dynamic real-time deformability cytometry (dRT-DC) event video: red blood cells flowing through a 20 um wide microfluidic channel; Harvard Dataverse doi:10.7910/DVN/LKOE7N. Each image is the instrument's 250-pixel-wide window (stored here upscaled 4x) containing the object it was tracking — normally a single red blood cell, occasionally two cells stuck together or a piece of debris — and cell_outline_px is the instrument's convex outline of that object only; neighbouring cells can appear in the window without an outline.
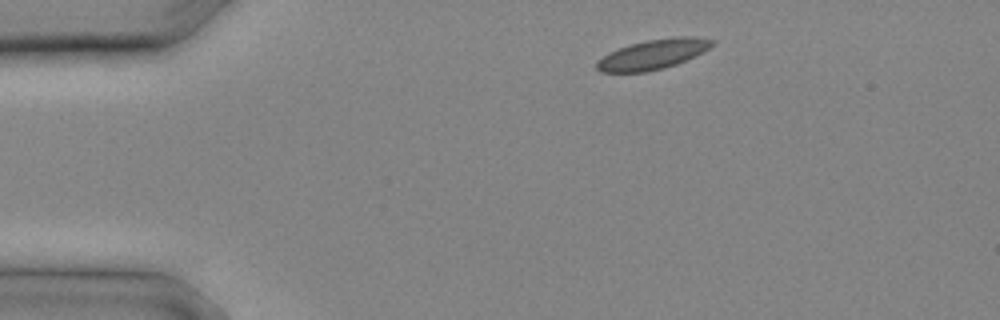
{"species": "common noctule bat (a hibernating species)", "species_latin": "Nyctalus noctula", "temperature_condition": "cold", "stored_images_in_passage": 9, "camera_frame_rate_fps": 3000, "um_per_image_px": 0.085, "animal": {"sex": "male", "body_mass_g": 20.4}, "frame": {"image": 1, "passage_image": 1, "time_ms": 0.0, "image_size_px": [1000, 320], "cell_outline_px": [[716, 44], [704, 52], [696, 56], [676, 64], [664, 68], [648, 72], [600, 72], [596, 68], [596, 60], [608, 52], [632, 44], [648, 40], [676, 36], [692, 36], [716, 40]], "centroid_in_image_um": [55.54, 4.62], "position_along_channel_um": 29.5, "area_um2": 20.29}}
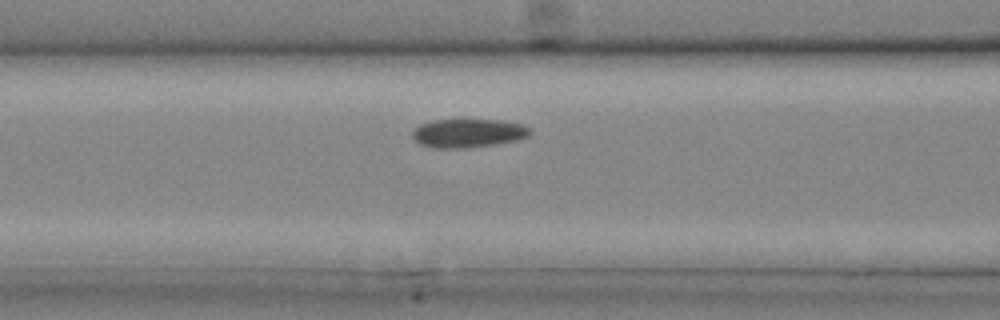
{"frame": {"image": 2, "passage_image": 7, "time_ms": 2.0, "image_size_px": [1000, 320], "cell_outline_px": [[532, 132], [528, 136], [516, 140], [496, 144], [468, 148], [432, 148], [420, 144], [412, 136], [412, 132], [420, 124], [432, 120], [500, 120], [520, 124], [528, 128]], "centroid_in_image_um": [39.77, 11.32], "position_along_channel_um": 126.8, "area_um2": 19.54}}
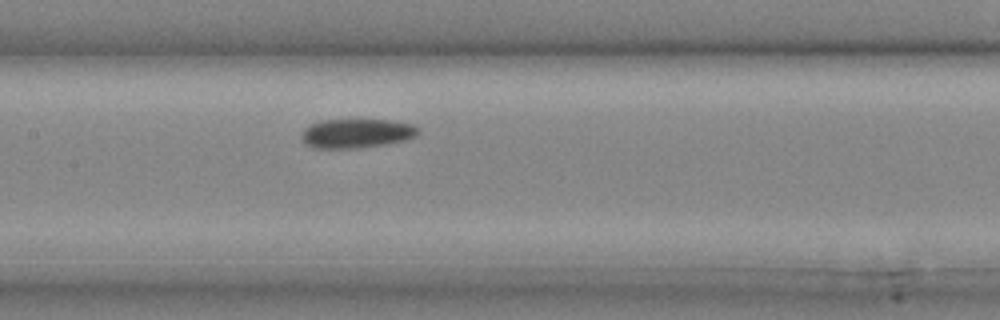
{"frame": {"image": 3, "passage_image": 9, "time_ms": 2.667, "image_size_px": [1000, 320], "cell_outline_px": [[420, 132], [416, 136], [404, 140], [384, 144], [360, 148], [312, 148], [300, 136], [304, 128], [320, 120], [388, 120], [412, 124], [420, 128]], "centroid_in_image_um": [30.32, 11.33], "position_along_channel_um": 177.1, "area_um2": 19.77}}